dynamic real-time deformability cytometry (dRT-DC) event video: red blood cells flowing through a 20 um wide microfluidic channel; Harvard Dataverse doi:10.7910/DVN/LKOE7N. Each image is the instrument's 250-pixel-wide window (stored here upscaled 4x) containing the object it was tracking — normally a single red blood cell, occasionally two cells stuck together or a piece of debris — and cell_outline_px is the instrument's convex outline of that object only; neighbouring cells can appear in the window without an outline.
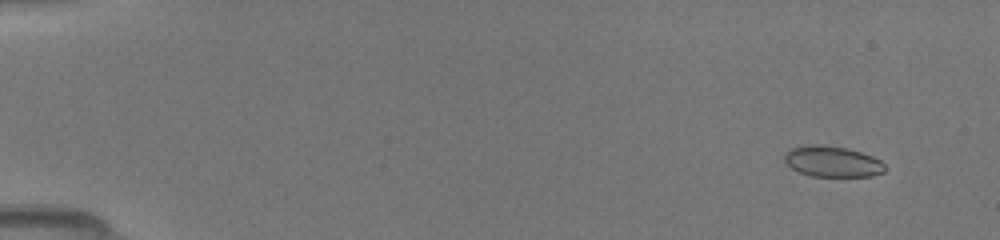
{"species": "common noctule bat (a hibernating species)", "species_latin": "Nyctalus noctula", "temperature_condition": "room temperature", "stored_images_in_passage": 50, "camera_frame_rate_fps": 3000, "um_per_image_px": 0.085, "animal": {"sex": "female", "body_mass_g": 19.5, "forearm_length_mm": 54.1}, "frame": {"image": 1, "passage_image": 4, "time_ms": 1.0, "image_size_px": [1000, 240], "cell_outline_px": [[884, 172], [872, 176], [812, 176], [800, 172], [792, 168], [784, 160], [784, 156], [788, 148], [808, 144], [820, 144], [848, 148], [872, 156], [880, 160], [884, 164]], "centroid_in_image_um": [70.73, 13.71], "position_along_channel_um": 14.3, "area_um2": 18.09}}
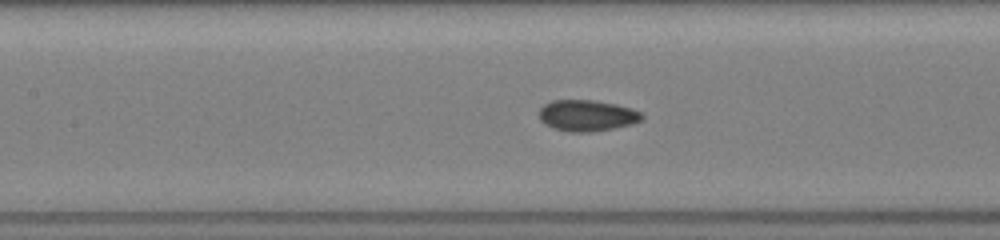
{"frame": {"image": 2, "passage_image": 24, "time_ms": 7.667, "image_size_px": [1000, 240], "cell_outline_px": [[644, 120], [632, 124], [592, 132], [568, 132], [552, 128], [544, 124], [540, 120], [540, 108], [544, 104], [552, 100], [592, 100], [616, 104], [632, 108], [640, 112], [644, 116]], "centroid_in_image_um": [49.9, 9.82], "position_along_channel_um": 157.5, "area_um2": 18.84}}
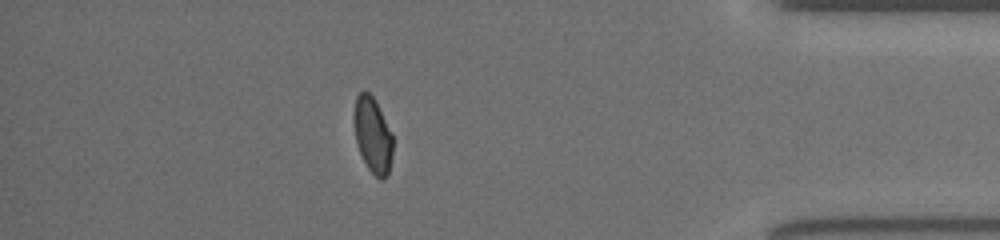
{"frame": {"image": 3, "passage_image": 44, "time_ms": 14.333, "image_size_px": [1000, 240], "cell_outline_px": [[392, 156], [388, 176], [384, 180], [380, 180], [368, 168], [360, 152], [356, 140], [352, 116], [356, 96], [360, 92], [368, 92], [376, 100], [392, 136]], "centroid_in_image_um": [31.67, 11.48], "position_along_channel_um": 403.5, "area_um2": 17.11}}